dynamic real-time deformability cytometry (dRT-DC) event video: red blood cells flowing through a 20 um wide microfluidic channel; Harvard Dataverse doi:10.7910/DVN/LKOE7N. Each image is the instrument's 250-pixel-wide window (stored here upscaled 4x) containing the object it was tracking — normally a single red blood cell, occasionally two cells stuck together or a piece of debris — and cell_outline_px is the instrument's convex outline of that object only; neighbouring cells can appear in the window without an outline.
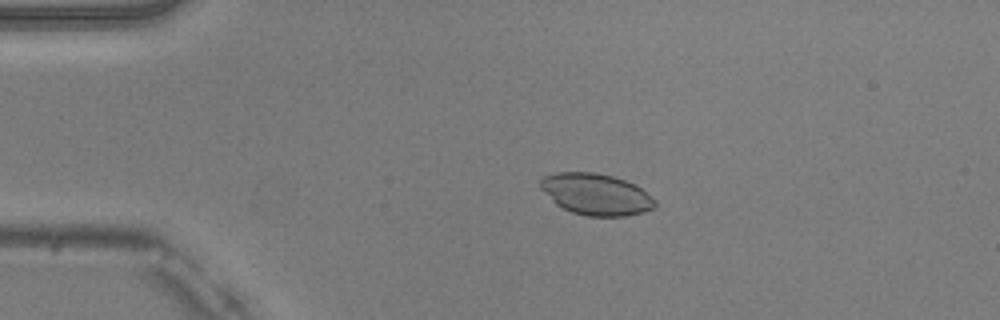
{"species": "common noctule bat (a hibernating species)", "species_latin": "Nyctalus noctula", "temperature_condition": "warm", "stored_images_in_passage": 43, "camera_frame_rate_fps": 3000, "um_per_image_px": 0.085, "animal": {"sex": "male", "body_mass_g": 20.5, "forearm_length_mm": 52.5}, "frame": {"image": 1, "passage_image": 3, "time_ms": 0.667, "image_size_px": [1000, 320], "cell_outline_px": [[656, 208], [644, 212], [624, 216], [588, 216], [572, 212], [556, 204], [540, 188], [540, 180], [544, 176], [556, 172], [596, 172], [612, 176], [636, 184], [656, 200]], "centroid_in_image_um": [50.68, 16.51], "position_along_channel_um": 34.3, "area_um2": 27.74}}
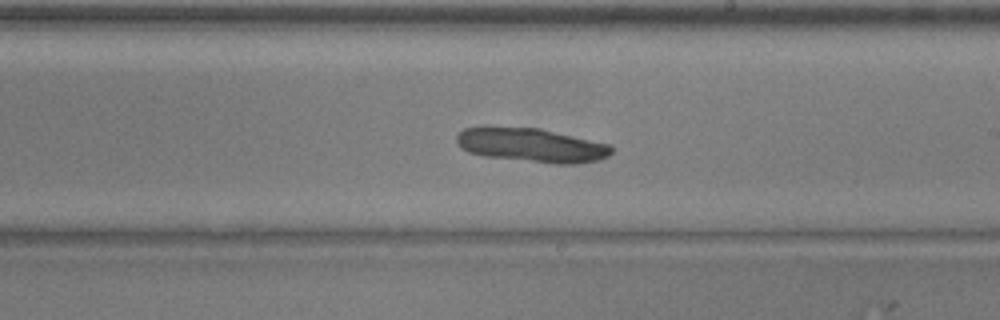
{"frame": {"image": 2, "passage_image": 22, "time_ms": 7.0, "image_size_px": [1000, 320], "cell_outline_px": [[612, 152], [608, 156], [600, 160], [576, 164], [552, 164], [484, 156], [468, 152], [460, 148], [456, 144], [456, 136], [464, 128], [484, 124], [540, 128], [612, 144]], "centroid_in_image_um": [45.13, 12.31], "position_along_channel_um": 243.9, "area_um2": 31.85}}
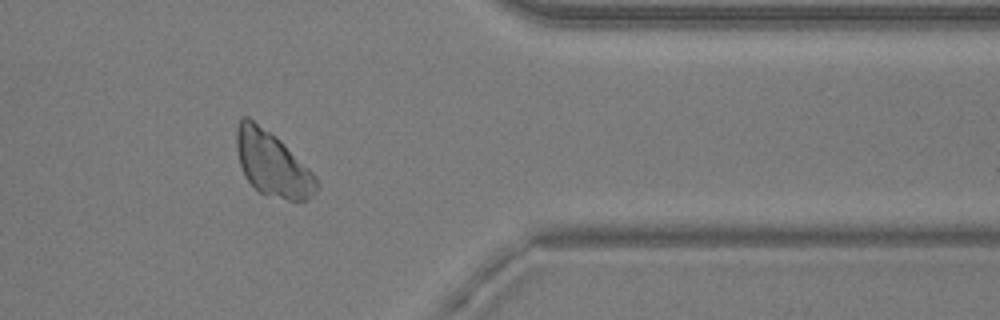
{"frame": {"image": 3, "passage_image": 34, "time_ms": 11.0, "image_size_px": [1000, 320], "cell_outline_px": [[320, 188], [308, 200], [288, 200], [260, 192], [244, 176], [240, 164], [236, 148], [236, 128], [240, 116], [248, 116], [276, 136], [316, 176], [320, 184]], "centroid_in_image_um": [23.15, 13.91], "position_along_channel_um": 388.3, "area_um2": 30.06}}